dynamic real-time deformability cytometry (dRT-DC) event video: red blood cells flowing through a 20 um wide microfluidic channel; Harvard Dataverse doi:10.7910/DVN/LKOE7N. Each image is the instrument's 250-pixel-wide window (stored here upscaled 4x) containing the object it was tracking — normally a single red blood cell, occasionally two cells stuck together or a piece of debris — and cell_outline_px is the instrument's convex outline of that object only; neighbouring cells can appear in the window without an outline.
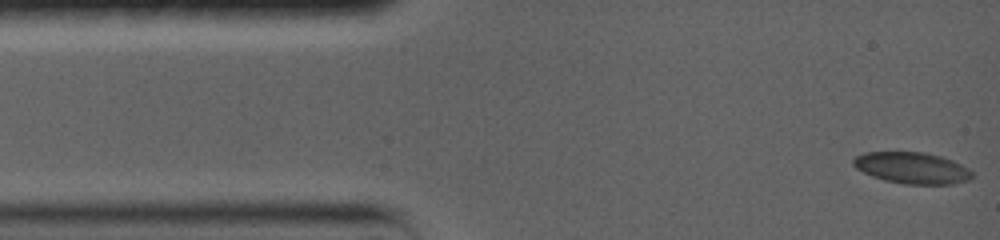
{"species": "common noctule bat (a hibernating species)", "species_latin": "Nyctalus noctula", "temperature_condition": "warm", "stored_images_in_passage": 35, "camera_frame_rate_fps": 5000, "um_per_image_px": 0.085, "animal": {"sex": "female", "body_mass_g": 19.0, "forearm_length_mm": 56.7}, "frame": {"image": 1, "passage_image": 1, "time_ms": 0.0, "image_size_px": [1000, 240], "cell_outline_px": [[972, 176], [968, 180], [952, 184], [904, 184], [884, 180], [872, 176], [856, 168], [852, 164], [852, 160], [856, 156], [864, 152], [924, 152], [940, 156], [952, 160], [968, 168], [972, 172]], "centroid_in_image_um": [77.5, 14.27], "position_along_channel_um": 7.5, "area_um2": 21.68}}
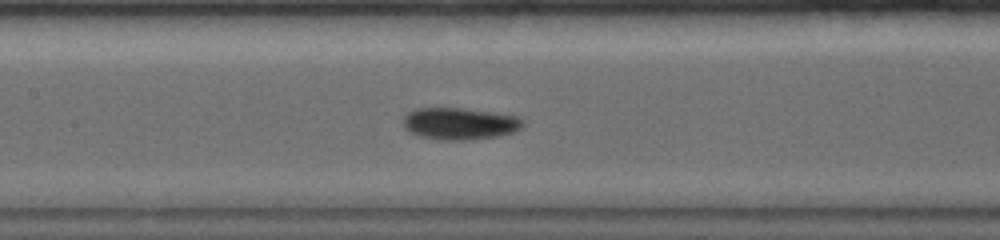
{"frame": {"image": 2, "passage_image": 15, "time_ms": 6.4, "image_size_px": [1000, 240], "cell_outline_px": [[524, 124], [520, 128], [512, 132], [496, 136], [472, 140], [440, 140], [420, 136], [404, 128], [404, 116], [408, 112], [416, 108], [464, 108], [512, 116], [524, 120]], "centroid_in_image_um": [39.03, 10.51], "position_along_channel_um": 168.4, "area_um2": 21.96}}
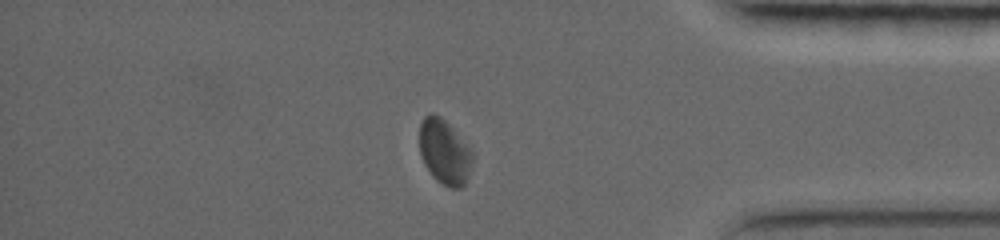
{"frame": {"image": 3, "passage_image": 30, "time_ms": 13.2, "image_size_px": [1000, 240], "cell_outline_px": [[464, 184], [460, 188], [452, 188], [444, 184], [428, 168], [420, 152], [420, 128], [424, 120], [428, 116], [436, 116], [444, 124], [464, 152]], "centroid_in_image_um": [37.57, 12.98], "position_along_channel_um": 397.6, "area_um2": 16.01}, "authors_computed_cell_mechanics": {"area_um2": 20.6924, "velocity_mm_per_s": 3.6907, "shape_relaxation_time_tau1_ms": 2.7165, "shape_relaxation_time_tau2_ms": 2.8606, "deformation_change_tau1": 0.1184, "deformation_change_tau2": 0.0566}}